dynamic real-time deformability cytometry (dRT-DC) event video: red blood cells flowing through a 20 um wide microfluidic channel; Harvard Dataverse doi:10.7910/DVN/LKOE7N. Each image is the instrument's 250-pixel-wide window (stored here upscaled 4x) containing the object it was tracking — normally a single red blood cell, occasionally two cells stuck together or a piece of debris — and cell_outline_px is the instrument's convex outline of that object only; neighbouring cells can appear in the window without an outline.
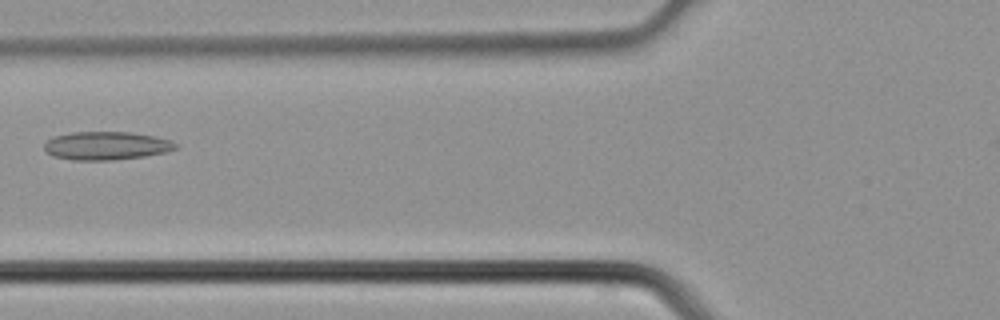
{"species": "common noctule bat (a hibernating species)", "species_latin": "Nyctalus noctula", "temperature_condition": "cold", "stored_images_in_passage": 3, "camera_frame_rate_fps": 3000, "um_per_image_px": 0.085, "animal": {"sex": "male", "body_mass_g": 21.5, "forearm_length_mm": 52.0}, "frame": {"image": 1, "passage_image": 3, "time_ms": 0.667, "image_size_px": [1000, 320], "cell_outline_px": [[180, 144], [176, 148], [164, 152], [144, 156], [112, 160], [72, 160], [52, 156], [44, 148], [44, 144], [52, 136], [72, 132], [132, 132], [156, 136], [172, 140]], "centroid_in_image_um": [9.05, 12.38], "position_along_channel_um": 116.7, "area_um2": 21.79}}